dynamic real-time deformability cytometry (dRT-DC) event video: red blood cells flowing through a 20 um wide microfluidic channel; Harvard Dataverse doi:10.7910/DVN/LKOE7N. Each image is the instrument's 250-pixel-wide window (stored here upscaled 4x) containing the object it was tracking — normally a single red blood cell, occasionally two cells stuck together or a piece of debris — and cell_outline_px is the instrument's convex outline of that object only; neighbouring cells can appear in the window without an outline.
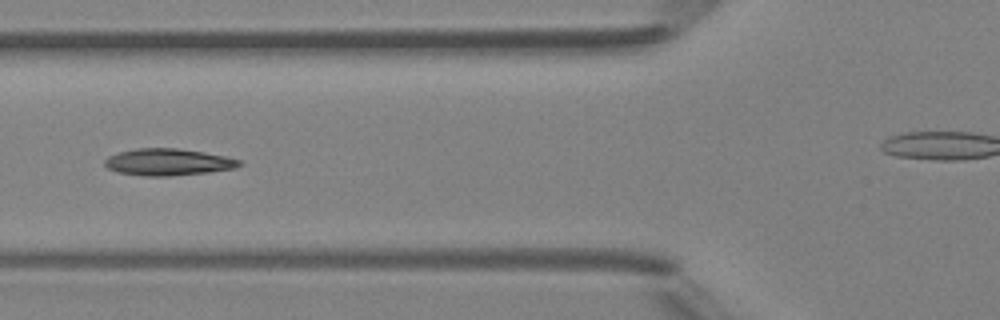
{"species": "Egyptian fruit bat (a non-hibernating species)", "species_latin": "Rousettus aegyptiacus", "temperature_condition": "room temperature", "stored_images_in_passage": 7, "camera_frame_rate_fps": 3000, "um_per_image_px": 0.085, "animal": {"sex": "female"}, "frame": {"image": 1, "passage_image": 6, "time_ms": 5.667, "image_size_px": [1000, 320], "cell_outline_px": [[240, 164], [232, 168], [208, 172], [172, 176], [144, 176], [116, 172], [108, 168], [104, 164], [104, 160], [108, 156], [120, 152], [136, 148], [176, 148], [204, 152], [228, 156], [240, 160]], "centroid_in_image_um": [14.25, 13.77], "position_along_channel_um": 111.6, "area_um2": 20.98}}
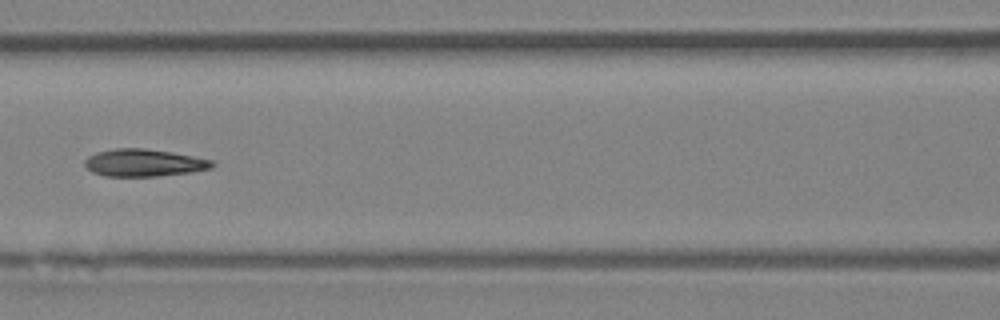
{"frame": {"image": 2, "passage_image": 7, "time_ms": 6.667, "image_size_px": [1000, 320], "cell_outline_px": [[216, 164], [212, 168], [192, 172], [156, 176], [104, 176], [92, 172], [84, 164], [84, 160], [88, 156], [96, 152], [116, 148], [144, 148], [172, 152], [212, 160]], "centroid_in_image_um": [12.23, 13.83], "position_along_channel_um": 154.4, "area_um2": 20.35}}